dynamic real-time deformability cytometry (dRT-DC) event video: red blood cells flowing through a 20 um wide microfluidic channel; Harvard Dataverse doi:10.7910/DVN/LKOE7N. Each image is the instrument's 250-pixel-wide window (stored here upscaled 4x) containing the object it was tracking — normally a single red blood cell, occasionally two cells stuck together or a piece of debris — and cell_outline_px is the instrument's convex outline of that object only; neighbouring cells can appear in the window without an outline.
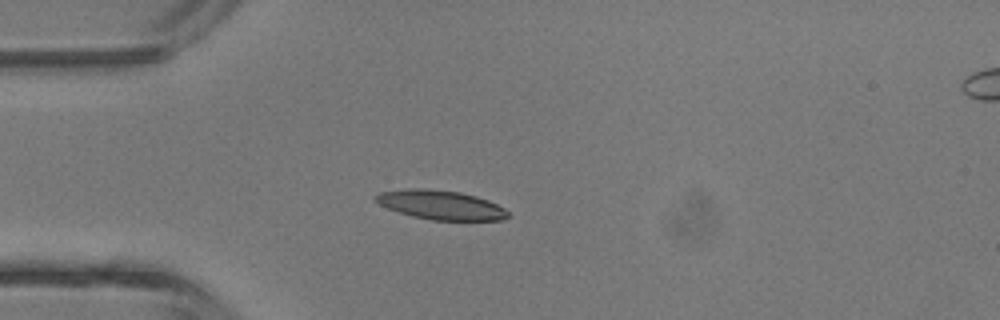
{"species": "common noctule bat (a hibernating species)", "species_latin": "Nyctalus noctula", "temperature_condition": "room temperature", "stored_images_in_passage": 3, "camera_frame_rate_fps": 3000, "um_per_image_px": 0.085, "animal": {"sex": "male", "body_mass_g": 13.3}, "frame": {"image": 1, "passage_image": 3, "time_ms": 2.333, "image_size_px": [1000, 320], "cell_outline_px": [[508, 216], [500, 220], [432, 220], [412, 216], [388, 208], [380, 204], [372, 196], [380, 192], [408, 188], [424, 188], [460, 192], [476, 196], [488, 200], [504, 208], [508, 212]], "centroid_in_image_um": [37.44, 17.41], "position_along_channel_um": 47.6, "area_um2": 22.37}}